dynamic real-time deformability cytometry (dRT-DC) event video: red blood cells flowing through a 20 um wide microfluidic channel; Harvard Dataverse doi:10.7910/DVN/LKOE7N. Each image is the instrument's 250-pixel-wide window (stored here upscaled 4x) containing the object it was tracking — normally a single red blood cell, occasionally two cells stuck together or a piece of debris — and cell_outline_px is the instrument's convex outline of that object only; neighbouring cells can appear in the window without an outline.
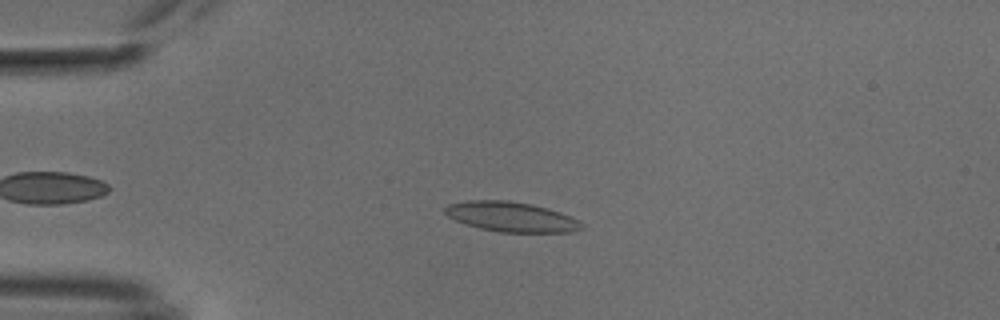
{"species": "common noctule bat (a hibernating species)", "species_latin": "Nyctalus noctula", "temperature_condition": "cold", "stored_images_in_passage": 51, "camera_frame_rate_fps": 3000, "um_per_image_px": 0.085, "animal": {"sex": "male", "body_mass_g": 18.8}, "frame": {"image": 1, "passage_image": 11, "time_ms": 3.333, "image_size_px": [1000, 320], "cell_outline_px": [[584, 228], [572, 232], [500, 232], [480, 228], [464, 224], [448, 216], [444, 212], [444, 208], [448, 204], [468, 200], [508, 200], [532, 204], [548, 208], [560, 212], [580, 220], [584, 224]], "centroid_in_image_um": [43.48, 18.42], "position_along_channel_um": 41.5, "area_um2": 23.99}}
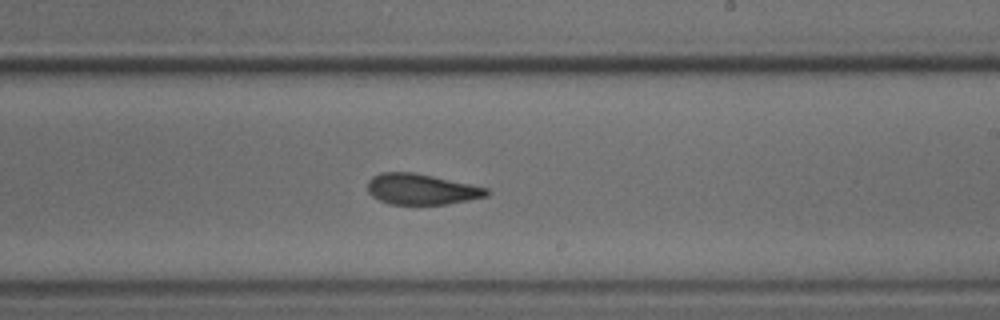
{"frame": {"image": 2, "passage_image": 30, "time_ms": 9.667, "image_size_px": [1000, 320], "cell_outline_px": [[492, 192], [488, 196], [448, 204], [388, 204], [372, 196], [368, 192], [368, 180], [372, 176], [380, 172], [412, 172], [432, 176], [488, 188]], "centroid_in_image_um": [35.82, 16.08], "position_along_channel_um": 253.2, "area_um2": 21.33}}
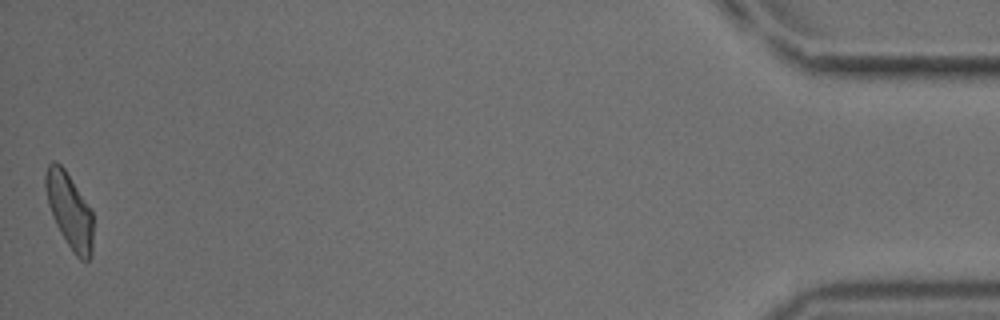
{"frame": {"image": 3, "passage_image": 51, "time_ms": 16.667, "image_size_px": [1000, 320], "cell_outline_px": [[92, 256], [88, 260], [80, 260], [76, 256], [60, 232], [52, 216], [48, 204], [44, 188], [44, 176], [48, 164], [52, 160], [60, 164], [64, 168], [92, 212]], "centroid_in_image_um": [5.87, 17.89], "position_along_channel_um": 429.3, "area_um2": 20.63}, "authors_computed_cell_mechanics": {"area_um2": 22.253, "velocity_mm_per_s": 3.7809, "shape_relaxation_time_tau1_ms": 7.7669, "shape_relaxation_time_tau2_ms": 1.5209, "deformation_change_tau1": 0.1575, "deformation_change_tau2": 0.0716}}